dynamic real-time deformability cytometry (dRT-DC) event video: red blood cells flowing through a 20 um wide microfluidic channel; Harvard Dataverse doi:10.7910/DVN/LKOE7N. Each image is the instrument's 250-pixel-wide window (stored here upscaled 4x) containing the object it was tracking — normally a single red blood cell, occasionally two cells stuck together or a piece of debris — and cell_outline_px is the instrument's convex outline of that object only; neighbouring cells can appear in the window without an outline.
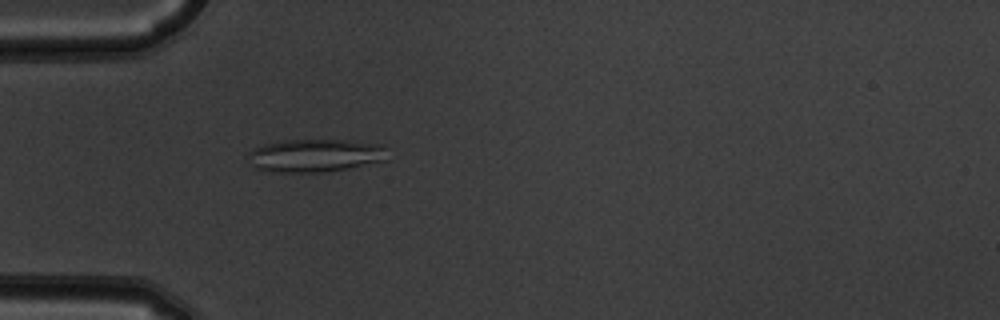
{"species": "common noctule bat (a hibernating species)", "species_latin": "Nyctalus noctula", "temperature_condition": "warm", "stored_images_in_passage": 2, "camera_frame_rate_fps": 3000, "um_per_image_px": 0.085, "animal": {"sex": "male", "body_mass_g": 19.5, "forearm_length_mm": 54.6}, "frame": {"image": 1, "passage_image": 2, "time_ms": 0.333, "image_size_px": [1000, 320], "cell_outline_px": [[388, 160], [328, 172], [272, 172], [256, 168], [248, 156], [248, 152], [252, 148], [264, 144], [288, 140], [348, 140], [380, 144], [384, 148]], "centroid_in_image_um": [26.8, 13.22], "position_along_channel_um": 58.2, "area_um2": 26.76}}